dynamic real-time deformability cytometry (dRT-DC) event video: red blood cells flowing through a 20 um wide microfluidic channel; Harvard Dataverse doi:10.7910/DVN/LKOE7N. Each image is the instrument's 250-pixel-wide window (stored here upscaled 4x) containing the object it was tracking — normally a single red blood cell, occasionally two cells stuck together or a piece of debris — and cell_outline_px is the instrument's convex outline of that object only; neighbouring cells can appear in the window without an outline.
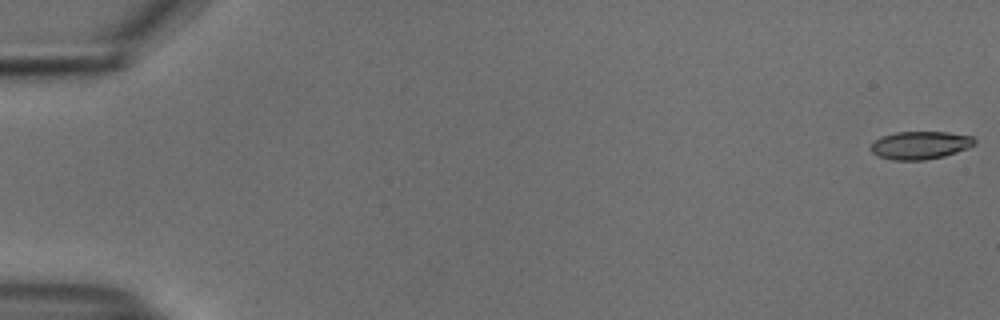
{"species": "common noctule bat (a hibernating species)", "species_latin": "Nyctalus noctula", "temperature_condition": "cold", "stored_images_in_passage": 55, "camera_frame_rate_fps": 3000, "um_per_image_px": 0.085, "animal": {"sex": "male", "body_mass_g": 18.8}, "frame": {"image": 1, "passage_image": 1, "time_ms": 0.0, "image_size_px": [1000, 320], "cell_outline_px": [[976, 144], [968, 148], [944, 156], [924, 160], [892, 160], [876, 156], [868, 148], [872, 140], [880, 136], [896, 132], [948, 132], [972, 136], [976, 140]], "centroid_in_image_um": [78.16, 12.34], "position_along_channel_um": 6.8, "area_um2": 17.22}}
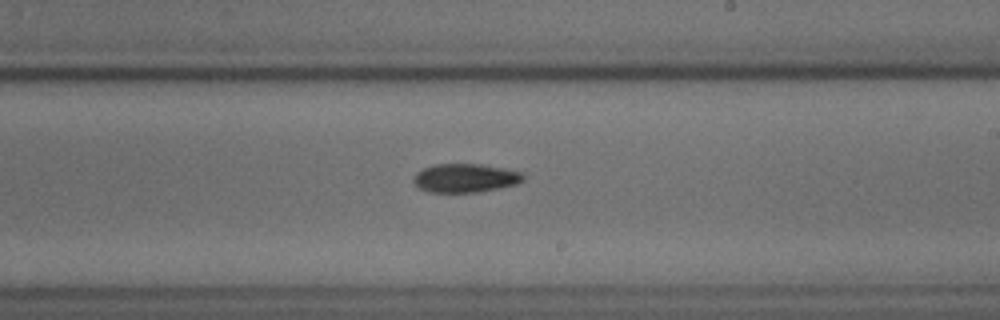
{"frame": {"image": 2, "passage_image": 33, "time_ms": 10.667, "image_size_px": [1000, 320], "cell_outline_px": [[524, 180], [516, 184], [500, 188], [476, 192], [428, 192], [412, 184], [412, 176], [416, 172], [432, 164], [480, 164], [504, 168], [524, 172]], "centroid_in_image_um": [39.52, 15.13], "position_along_channel_um": 249.5, "area_um2": 18.61}}
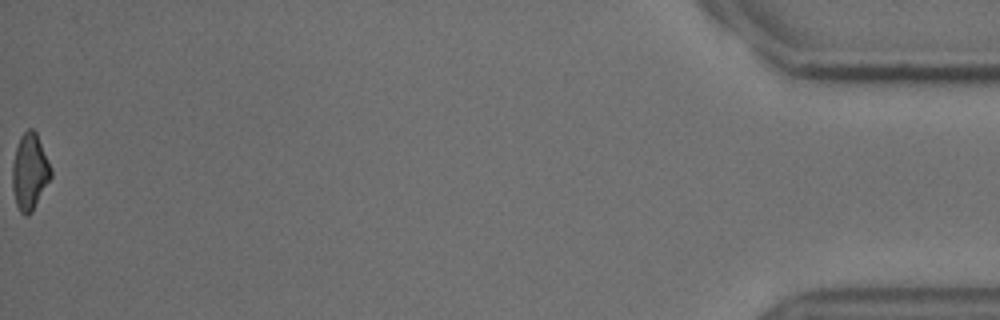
{"frame": {"image": 3, "passage_image": 55, "time_ms": 18.0, "image_size_px": [1000, 320], "cell_outline_px": [[52, 176], [32, 212], [28, 216], [24, 216], [20, 212], [16, 204], [12, 188], [12, 164], [16, 148], [20, 136], [28, 128], [32, 128], [36, 132], [52, 168]], "centroid_in_image_um": [2.53, 14.61], "position_along_channel_um": 432.7, "area_um2": 17.28}, "authors_computed_cell_mechanics": {"area_um2": 17.8024, "velocity_mm_per_s": 3.7657, "shape_relaxation_time_tau1_ms": 6.3832, "shape_relaxation_time_tau2_ms": null, "deformation_change_tau1": 0.1681, "deformation_change_tau2": null}}